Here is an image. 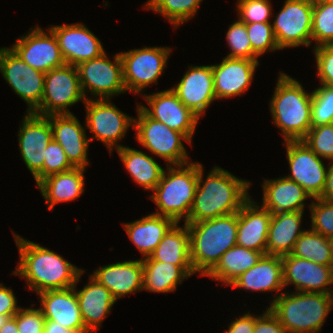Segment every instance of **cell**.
Segmentation results:
<instances>
[{
  "mask_svg": "<svg viewBox=\"0 0 333 333\" xmlns=\"http://www.w3.org/2000/svg\"><path fill=\"white\" fill-rule=\"evenodd\" d=\"M19 251V263L13 275L25 278L27 288L37 294L75 286L84 270L61 255L13 233Z\"/></svg>",
  "mask_w": 333,
  "mask_h": 333,
  "instance_id": "cell-1",
  "label": "cell"
},
{
  "mask_svg": "<svg viewBox=\"0 0 333 333\" xmlns=\"http://www.w3.org/2000/svg\"><path fill=\"white\" fill-rule=\"evenodd\" d=\"M203 167L198 162V185L186 222H200L239 212L250 198L251 182L240 179L215 166L203 180Z\"/></svg>",
  "mask_w": 333,
  "mask_h": 333,
  "instance_id": "cell-2",
  "label": "cell"
},
{
  "mask_svg": "<svg viewBox=\"0 0 333 333\" xmlns=\"http://www.w3.org/2000/svg\"><path fill=\"white\" fill-rule=\"evenodd\" d=\"M190 261L195 273L206 276L222 255L237 245L238 212L200 222H186Z\"/></svg>",
  "mask_w": 333,
  "mask_h": 333,
  "instance_id": "cell-3",
  "label": "cell"
},
{
  "mask_svg": "<svg viewBox=\"0 0 333 333\" xmlns=\"http://www.w3.org/2000/svg\"><path fill=\"white\" fill-rule=\"evenodd\" d=\"M270 112L273 123L282 131L284 141L303 140L311 125L312 92L304 90L299 81L279 73Z\"/></svg>",
  "mask_w": 333,
  "mask_h": 333,
  "instance_id": "cell-4",
  "label": "cell"
},
{
  "mask_svg": "<svg viewBox=\"0 0 333 333\" xmlns=\"http://www.w3.org/2000/svg\"><path fill=\"white\" fill-rule=\"evenodd\" d=\"M333 294L282 292L268 307L286 333H318L332 310Z\"/></svg>",
  "mask_w": 333,
  "mask_h": 333,
  "instance_id": "cell-5",
  "label": "cell"
},
{
  "mask_svg": "<svg viewBox=\"0 0 333 333\" xmlns=\"http://www.w3.org/2000/svg\"><path fill=\"white\" fill-rule=\"evenodd\" d=\"M166 167L167 171L164 169L153 195H150L159 209L154 214L171 218L175 223L185 218L186 223L198 185V162Z\"/></svg>",
  "mask_w": 333,
  "mask_h": 333,
  "instance_id": "cell-6",
  "label": "cell"
},
{
  "mask_svg": "<svg viewBox=\"0 0 333 333\" xmlns=\"http://www.w3.org/2000/svg\"><path fill=\"white\" fill-rule=\"evenodd\" d=\"M138 117L134 118V129L138 142L152 154L166 160L167 166L189 163V156L182 139L191 141L180 132L168 128L165 124L151 118L137 103Z\"/></svg>",
  "mask_w": 333,
  "mask_h": 333,
  "instance_id": "cell-7",
  "label": "cell"
},
{
  "mask_svg": "<svg viewBox=\"0 0 333 333\" xmlns=\"http://www.w3.org/2000/svg\"><path fill=\"white\" fill-rule=\"evenodd\" d=\"M87 99L81 88L76 66L64 64L45 73L44 92L39 108L34 114L50 116L71 114L72 105Z\"/></svg>",
  "mask_w": 333,
  "mask_h": 333,
  "instance_id": "cell-8",
  "label": "cell"
},
{
  "mask_svg": "<svg viewBox=\"0 0 333 333\" xmlns=\"http://www.w3.org/2000/svg\"><path fill=\"white\" fill-rule=\"evenodd\" d=\"M111 62L104 52L100 57L82 62L76 66L82 91L88 100V92L96 100L110 99L127 92L123 81V64L120 54Z\"/></svg>",
  "mask_w": 333,
  "mask_h": 333,
  "instance_id": "cell-9",
  "label": "cell"
},
{
  "mask_svg": "<svg viewBox=\"0 0 333 333\" xmlns=\"http://www.w3.org/2000/svg\"><path fill=\"white\" fill-rule=\"evenodd\" d=\"M171 51L172 49L167 46H154L119 53L126 90L133 94H143L144 88L156 84L165 69Z\"/></svg>",
  "mask_w": 333,
  "mask_h": 333,
  "instance_id": "cell-10",
  "label": "cell"
},
{
  "mask_svg": "<svg viewBox=\"0 0 333 333\" xmlns=\"http://www.w3.org/2000/svg\"><path fill=\"white\" fill-rule=\"evenodd\" d=\"M86 108L85 126L92 132L89 137L90 143L95 138L103 142L108 151L120 149L123 145L118 144L128 128H134V118L118 109L110 99L96 100L93 98L84 102Z\"/></svg>",
  "mask_w": 333,
  "mask_h": 333,
  "instance_id": "cell-11",
  "label": "cell"
},
{
  "mask_svg": "<svg viewBox=\"0 0 333 333\" xmlns=\"http://www.w3.org/2000/svg\"><path fill=\"white\" fill-rule=\"evenodd\" d=\"M0 73L14 92L27 103V113L40 106L45 73L25 63L11 48H0Z\"/></svg>",
  "mask_w": 333,
  "mask_h": 333,
  "instance_id": "cell-12",
  "label": "cell"
},
{
  "mask_svg": "<svg viewBox=\"0 0 333 333\" xmlns=\"http://www.w3.org/2000/svg\"><path fill=\"white\" fill-rule=\"evenodd\" d=\"M313 2L286 0L272 25L280 50L288 47L311 46Z\"/></svg>",
  "mask_w": 333,
  "mask_h": 333,
  "instance_id": "cell-13",
  "label": "cell"
},
{
  "mask_svg": "<svg viewBox=\"0 0 333 333\" xmlns=\"http://www.w3.org/2000/svg\"><path fill=\"white\" fill-rule=\"evenodd\" d=\"M53 139L49 116L26 113L18 131L19 150L36 184L43 179L46 147Z\"/></svg>",
  "mask_w": 333,
  "mask_h": 333,
  "instance_id": "cell-14",
  "label": "cell"
},
{
  "mask_svg": "<svg viewBox=\"0 0 333 333\" xmlns=\"http://www.w3.org/2000/svg\"><path fill=\"white\" fill-rule=\"evenodd\" d=\"M284 144L291 172L285 177L298 183L312 198H318L324 189L327 173L323 158L302 140L285 141Z\"/></svg>",
  "mask_w": 333,
  "mask_h": 333,
  "instance_id": "cell-15",
  "label": "cell"
},
{
  "mask_svg": "<svg viewBox=\"0 0 333 333\" xmlns=\"http://www.w3.org/2000/svg\"><path fill=\"white\" fill-rule=\"evenodd\" d=\"M10 48L29 66L44 73L66 64L58 41L49 28L48 33L39 26L31 28Z\"/></svg>",
  "mask_w": 333,
  "mask_h": 333,
  "instance_id": "cell-16",
  "label": "cell"
},
{
  "mask_svg": "<svg viewBox=\"0 0 333 333\" xmlns=\"http://www.w3.org/2000/svg\"><path fill=\"white\" fill-rule=\"evenodd\" d=\"M142 97L150 108L139 106L153 119L162 122L168 128L183 133L191 142L195 133L199 116L187 108L170 89L152 93H146Z\"/></svg>",
  "mask_w": 333,
  "mask_h": 333,
  "instance_id": "cell-17",
  "label": "cell"
},
{
  "mask_svg": "<svg viewBox=\"0 0 333 333\" xmlns=\"http://www.w3.org/2000/svg\"><path fill=\"white\" fill-rule=\"evenodd\" d=\"M284 287L293 284L296 292L333 294V267L317 264L292 254L281 256Z\"/></svg>",
  "mask_w": 333,
  "mask_h": 333,
  "instance_id": "cell-18",
  "label": "cell"
},
{
  "mask_svg": "<svg viewBox=\"0 0 333 333\" xmlns=\"http://www.w3.org/2000/svg\"><path fill=\"white\" fill-rule=\"evenodd\" d=\"M55 35L66 64H78L100 57L104 48L99 38L84 24L54 25L49 28Z\"/></svg>",
  "mask_w": 333,
  "mask_h": 333,
  "instance_id": "cell-19",
  "label": "cell"
},
{
  "mask_svg": "<svg viewBox=\"0 0 333 333\" xmlns=\"http://www.w3.org/2000/svg\"><path fill=\"white\" fill-rule=\"evenodd\" d=\"M171 90L187 108L203 117L207 107L216 100L212 65H191L178 85L171 87Z\"/></svg>",
  "mask_w": 333,
  "mask_h": 333,
  "instance_id": "cell-20",
  "label": "cell"
},
{
  "mask_svg": "<svg viewBox=\"0 0 333 333\" xmlns=\"http://www.w3.org/2000/svg\"><path fill=\"white\" fill-rule=\"evenodd\" d=\"M258 60L224 57L220 64L212 65L216 99L241 96L250 87Z\"/></svg>",
  "mask_w": 333,
  "mask_h": 333,
  "instance_id": "cell-21",
  "label": "cell"
},
{
  "mask_svg": "<svg viewBox=\"0 0 333 333\" xmlns=\"http://www.w3.org/2000/svg\"><path fill=\"white\" fill-rule=\"evenodd\" d=\"M53 140L63 148L74 167L85 168L88 161L89 137L74 114H54L49 116Z\"/></svg>",
  "mask_w": 333,
  "mask_h": 333,
  "instance_id": "cell-22",
  "label": "cell"
},
{
  "mask_svg": "<svg viewBox=\"0 0 333 333\" xmlns=\"http://www.w3.org/2000/svg\"><path fill=\"white\" fill-rule=\"evenodd\" d=\"M39 307L46 321H54L75 333H89L81 317L75 287L39 293Z\"/></svg>",
  "mask_w": 333,
  "mask_h": 333,
  "instance_id": "cell-23",
  "label": "cell"
},
{
  "mask_svg": "<svg viewBox=\"0 0 333 333\" xmlns=\"http://www.w3.org/2000/svg\"><path fill=\"white\" fill-rule=\"evenodd\" d=\"M271 218L272 213L250 197L238 212L237 245L266 254Z\"/></svg>",
  "mask_w": 333,
  "mask_h": 333,
  "instance_id": "cell-24",
  "label": "cell"
},
{
  "mask_svg": "<svg viewBox=\"0 0 333 333\" xmlns=\"http://www.w3.org/2000/svg\"><path fill=\"white\" fill-rule=\"evenodd\" d=\"M90 276L104 285L116 301L127 294L143 290L142 259L105 265Z\"/></svg>",
  "mask_w": 333,
  "mask_h": 333,
  "instance_id": "cell-25",
  "label": "cell"
},
{
  "mask_svg": "<svg viewBox=\"0 0 333 333\" xmlns=\"http://www.w3.org/2000/svg\"><path fill=\"white\" fill-rule=\"evenodd\" d=\"M84 272L83 270L78 276L74 286L75 292L86 330L89 333H97L96 330L107 317V314L111 312L110 310L116 300L104 285L98 283L90 275L89 284L84 285L82 290L77 291V283Z\"/></svg>",
  "mask_w": 333,
  "mask_h": 333,
  "instance_id": "cell-26",
  "label": "cell"
},
{
  "mask_svg": "<svg viewBox=\"0 0 333 333\" xmlns=\"http://www.w3.org/2000/svg\"><path fill=\"white\" fill-rule=\"evenodd\" d=\"M229 286L250 291H279L284 287L281 256L264 254L249 270L242 273Z\"/></svg>",
  "mask_w": 333,
  "mask_h": 333,
  "instance_id": "cell-27",
  "label": "cell"
},
{
  "mask_svg": "<svg viewBox=\"0 0 333 333\" xmlns=\"http://www.w3.org/2000/svg\"><path fill=\"white\" fill-rule=\"evenodd\" d=\"M264 180L261 206L272 214L304 211L305 200L312 198L303 187L286 177Z\"/></svg>",
  "mask_w": 333,
  "mask_h": 333,
  "instance_id": "cell-28",
  "label": "cell"
},
{
  "mask_svg": "<svg viewBox=\"0 0 333 333\" xmlns=\"http://www.w3.org/2000/svg\"><path fill=\"white\" fill-rule=\"evenodd\" d=\"M85 168L74 167L65 172L49 175L36 185L52 210L60 202H69L79 198L84 192Z\"/></svg>",
  "mask_w": 333,
  "mask_h": 333,
  "instance_id": "cell-29",
  "label": "cell"
},
{
  "mask_svg": "<svg viewBox=\"0 0 333 333\" xmlns=\"http://www.w3.org/2000/svg\"><path fill=\"white\" fill-rule=\"evenodd\" d=\"M304 211L272 214L267 237L268 255L291 254L296 241L305 230L301 229Z\"/></svg>",
  "mask_w": 333,
  "mask_h": 333,
  "instance_id": "cell-30",
  "label": "cell"
},
{
  "mask_svg": "<svg viewBox=\"0 0 333 333\" xmlns=\"http://www.w3.org/2000/svg\"><path fill=\"white\" fill-rule=\"evenodd\" d=\"M175 224L168 217L150 213L136 221L125 223L128 237L144 258L149 257L167 231Z\"/></svg>",
  "mask_w": 333,
  "mask_h": 333,
  "instance_id": "cell-31",
  "label": "cell"
},
{
  "mask_svg": "<svg viewBox=\"0 0 333 333\" xmlns=\"http://www.w3.org/2000/svg\"><path fill=\"white\" fill-rule=\"evenodd\" d=\"M143 290L174 292L179 284L195 273L192 266H177L159 261H142Z\"/></svg>",
  "mask_w": 333,
  "mask_h": 333,
  "instance_id": "cell-32",
  "label": "cell"
},
{
  "mask_svg": "<svg viewBox=\"0 0 333 333\" xmlns=\"http://www.w3.org/2000/svg\"><path fill=\"white\" fill-rule=\"evenodd\" d=\"M175 223L164 235L154 252L142 261H159L177 266H192L190 261V235L187 224Z\"/></svg>",
  "mask_w": 333,
  "mask_h": 333,
  "instance_id": "cell-33",
  "label": "cell"
},
{
  "mask_svg": "<svg viewBox=\"0 0 333 333\" xmlns=\"http://www.w3.org/2000/svg\"><path fill=\"white\" fill-rule=\"evenodd\" d=\"M117 153L133 181L139 186L144 190H153L157 186L164 169L153 157L128 146L117 149Z\"/></svg>",
  "mask_w": 333,
  "mask_h": 333,
  "instance_id": "cell-34",
  "label": "cell"
},
{
  "mask_svg": "<svg viewBox=\"0 0 333 333\" xmlns=\"http://www.w3.org/2000/svg\"><path fill=\"white\" fill-rule=\"evenodd\" d=\"M263 254L238 245L228 249L216 266L206 275L211 279L229 285L242 273L252 268Z\"/></svg>",
  "mask_w": 333,
  "mask_h": 333,
  "instance_id": "cell-35",
  "label": "cell"
},
{
  "mask_svg": "<svg viewBox=\"0 0 333 333\" xmlns=\"http://www.w3.org/2000/svg\"><path fill=\"white\" fill-rule=\"evenodd\" d=\"M291 254L317 264L332 266L330 238L311 229L305 230L298 238Z\"/></svg>",
  "mask_w": 333,
  "mask_h": 333,
  "instance_id": "cell-36",
  "label": "cell"
},
{
  "mask_svg": "<svg viewBox=\"0 0 333 333\" xmlns=\"http://www.w3.org/2000/svg\"><path fill=\"white\" fill-rule=\"evenodd\" d=\"M202 0H148L144 9L163 15L176 28L197 14Z\"/></svg>",
  "mask_w": 333,
  "mask_h": 333,
  "instance_id": "cell-37",
  "label": "cell"
},
{
  "mask_svg": "<svg viewBox=\"0 0 333 333\" xmlns=\"http://www.w3.org/2000/svg\"><path fill=\"white\" fill-rule=\"evenodd\" d=\"M311 36L313 47L333 44V2L313 3Z\"/></svg>",
  "mask_w": 333,
  "mask_h": 333,
  "instance_id": "cell-38",
  "label": "cell"
},
{
  "mask_svg": "<svg viewBox=\"0 0 333 333\" xmlns=\"http://www.w3.org/2000/svg\"><path fill=\"white\" fill-rule=\"evenodd\" d=\"M226 40L231 49L228 58L258 60L259 56L252 50L247 34L246 24L239 19L229 26Z\"/></svg>",
  "mask_w": 333,
  "mask_h": 333,
  "instance_id": "cell-39",
  "label": "cell"
},
{
  "mask_svg": "<svg viewBox=\"0 0 333 333\" xmlns=\"http://www.w3.org/2000/svg\"><path fill=\"white\" fill-rule=\"evenodd\" d=\"M333 123V87L321 84L312 92L311 125Z\"/></svg>",
  "mask_w": 333,
  "mask_h": 333,
  "instance_id": "cell-40",
  "label": "cell"
},
{
  "mask_svg": "<svg viewBox=\"0 0 333 333\" xmlns=\"http://www.w3.org/2000/svg\"><path fill=\"white\" fill-rule=\"evenodd\" d=\"M302 141L320 158L333 161V123L312 127Z\"/></svg>",
  "mask_w": 333,
  "mask_h": 333,
  "instance_id": "cell-41",
  "label": "cell"
},
{
  "mask_svg": "<svg viewBox=\"0 0 333 333\" xmlns=\"http://www.w3.org/2000/svg\"><path fill=\"white\" fill-rule=\"evenodd\" d=\"M247 34L251 42L252 50L258 55L263 56L270 50H280L273 33L271 22H255L246 24Z\"/></svg>",
  "mask_w": 333,
  "mask_h": 333,
  "instance_id": "cell-42",
  "label": "cell"
},
{
  "mask_svg": "<svg viewBox=\"0 0 333 333\" xmlns=\"http://www.w3.org/2000/svg\"><path fill=\"white\" fill-rule=\"evenodd\" d=\"M311 230L333 238V203L313 198L310 205Z\"/></svg>",
  "mask_w": 333,
  "mask_h": 333,
  "instance_id": "cell-43",
  "label": "cell"
},
{
  "mask_svg": "<svg viewBox=\"0 0 333 333\" xmlns=\"http://www.w3.org/2000/svg\"><path fill=\"white\" fill-rule=\"evenodd\" d=\"M238 19L245 24L270 22L272 5L269 0H238Z\"/></svg>",
  "mask_w": 333,
  "mask_h": 333,
  "instance_id": "cell-44",
  "label": "cell"
},
{
  "mask_svg": "<svg viewBox=\"0 0 333 333\" xmlns=\"http://www.w3.org/2000/svg\"><path fill=\"white\" fill-rule=\"evenodd\" d=\"M44 157L43 178L74 168L61 145L53 139L46 147V154Z\"/></svg>",
  "mask_w": 333,
  "mask_h": 333,
  "instance_id": "cell-45",
  "label": "cell"
},
{
  "mask_svg": "<svg viewBox=\"0 0 333 333\" xmlns=\"http://www.w3.org/2000/svg\"><path fill=\"white\" fill-rule=\"evenodd\" d=\"M313 49L319 81L333 87V44L320 45Z\"/></svg>",
  "mask_w": 333,
  "mask_h": 333,
  "instance_id": "cell-46",
  "label": "cell"
},
{
  "mask_svg": "<svg viewBox=\"0 0 333 333\" xmlns=\"http://www.w3.org/2000/svg\"><path fill=\"white\" fill-rule=\"evenodd\" d=\"M46 318L40 308H20L17 312L19 333H44Z\"/></svg>",
  "mask_w": 333,
  "mask_h": 333,
  "instance_id": "cell-47",
  "label": "cell"
},
{
  "mask_svg": "<svg viewBox=\"0 0 333 333\" xmlns=\"http://www.w3.org/2000/svg\"><path fill=\"white\" fill-rule=\"evenodd\" d=\"M265 313L256 315L255 327L253 333H286L284 326L277 317L266 308Z\"/></svg>",
  "mask_w": 333,
  "mask_h": 333,
  "instance_id": "cell-48",
  "label": "cell"
},
{
  "mask_svg": "<svg viewBox=\"0 0 333 333\" xmlns=\"http://www.w3.org/2000/svg\"><path fill=\"white\" fill-rule=\"evenodd\" d=\"M17 302L11 287H5L0 283V315L15 316L21 308Z\"/></svg>",
  "mask_w": 333,
  "mask_h": 333,
  "instance_id": "cell-49",
  "label": "cell"
},
{
  "mask_svg": "<svg viewBox=\"0 0 333 333\" xmlns=\"http://www.w3.org/2000/svg\"><path fill=\"white\" fill-rule=\"evenodd\" d=\"M256 315L249 312L235 319L228 326L226 333H253Z\"/></svg>",
  "mask_w": 333,
  "mask_h": 333,
  "instance_id": "cell-50",
  "label": "cell"
},
{
  "mask_svg": "<svg viewBox=\"0 0 333 333\" xmlns=\"http://www.w3.org/2000/svg\"><path fill=\"white\" fill-rule=\"evenodd\" d=\"M330 164L327 168L324 189L318 198L333 203V162L330 161Z\"/></svg>",
  "mask_w": 333,
  "mask_h": 333,
  "instance_id": "cell-51",
  "label": "cell"
},
{
  "mask_svg": "<svg viewBox=\"0 0 333 333\" xmlns=\"http://www.w3.org/2000/svg\"><path fill=\"white\" fill-rule=\"evenodd\" d=\"M44 333H75L54 321H45Z\"/></svg>",
  "mask_w": 333,
  "mask_h": 333,
  "instance_id": "cell-52",
  "label": "cell"
},
{
  "mask_svg": "<svg viewBox=\"0 0 333 333\" xmlns=\"http://www.w3.org/2000/svg\"><path fill=\"white\" fill-rule=\"evenodd\" d=\"M0 333H19L17 329V314L8 318L5 324L1 327Z\"/></svg>",
  "mask_w": 333,
  "mask_h": 333,
  "instance_id": "cell-53",
  "label": "cell"
},
{
  "mask_svg": "<svg viewBox=\"0 0 333 333\" xmlns=\"http://www.w3.org/2000/svg\"><path fill=\"white\" fill-rule=\"evenodd\" d=\"M10 316L0 315V329L5 324Z\"/></svg>",
  "mask_w": 333,
  "mask_h": 333,
  "instance_id": "cell-54",
  "label": "cell"
},
{
  "mask_svg": "<svg viewBox=\"0 0 333 333\" xmlns=\"http://www.w3.org/2000/svg\"><path fill=\"white\" fill-rule=\"evenodd\" d=\"M330 253H331L332 267H333V238H330Z\"/></svg>",
  "mask_w": 333,
  "mask_h": 333,
  "instance_id": "cell-55",
  "label": "cell"
},
{
  "mask_svg": "<svg viewBox=\"0 0 333 333\" xmlns=\"http://www.w3.org/2000/svg\"><path fill=\"white\" fill-rule=\"evenodd\" d=\"M313 3L333 2V0H311Z\"/></svg>",
  "mask_w": 333,
  "mask_h": 333,
  "instance_id": "cell-56",
  "label": "cell"
}]
</instances>
